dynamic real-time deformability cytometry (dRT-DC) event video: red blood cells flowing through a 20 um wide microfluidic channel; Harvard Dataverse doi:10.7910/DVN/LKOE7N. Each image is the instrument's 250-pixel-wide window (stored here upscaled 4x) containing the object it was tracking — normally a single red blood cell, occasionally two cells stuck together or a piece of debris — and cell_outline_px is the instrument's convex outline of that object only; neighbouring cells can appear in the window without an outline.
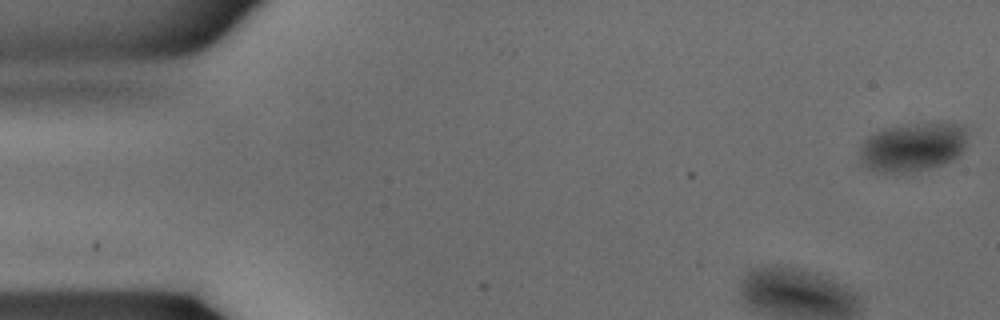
{"species": "common noctule bat (a hibernating species)", "species_latin": "Nyctalus noctula", "temperature_condition": "warm", "stored_images_in_passage": 18, "camera_frame_rate_fps": 3000, "um_per_image_px": 0.085, "animal": {"sex": "male", "body_mass_g": 15.6}, "frame": {"image": 1, "passage_image": 1, "time_ms": 0.0, "image_size_px": [1000, 320], "cell_outline_px": [[964, 144], [960, 152], [952, 160], [928, 168], [896, 176], [876, 172], [868, 168], [864, 164], [860, 156], [860, 144], [868, 136], [884, 128], [940, 120], [960, 124], [964, 128]], "centroid_in_image_um": [77.53, 12.5], "position_along_channel_um": 7.5, "area_um2": 31.1}}